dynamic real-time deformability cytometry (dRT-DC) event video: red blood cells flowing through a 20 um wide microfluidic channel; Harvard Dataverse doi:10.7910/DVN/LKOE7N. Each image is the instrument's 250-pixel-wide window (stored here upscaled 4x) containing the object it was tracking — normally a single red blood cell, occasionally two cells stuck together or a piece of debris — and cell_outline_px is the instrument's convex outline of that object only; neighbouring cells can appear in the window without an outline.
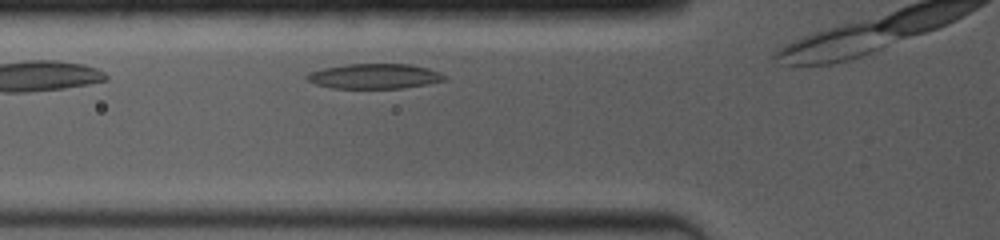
{"species": "common noctule bat (a hibernating species)", "species_latin": "Nyctalus noctula", "temperature_condition": "room temperature", "stored_images_in_passage": 3, "camera_frame_rate_fps": 4000, "um_per_image_px": 0.085, "animal": {"sex": "female", "body_mass_g": 19.0, "forearm_length_mm": 53.3}, "frame": {"image": 1, "passage_image": 2, "time_ms": 1.25, "image_size_px": [1000, 240], "cell_outline_px": [[448, 80], [428, 84], [404, 88], [332, 88], [316, 84], [308, 80], [304, 76], [308, 72], [324, 68], [348, 64], [412, 64], [428, 68], [440, 72], [448, 76]], "centroid_in_image_um": [31.89, 6.48], "position_along_channel_um": 93.9, "area_um2": 20.23}}